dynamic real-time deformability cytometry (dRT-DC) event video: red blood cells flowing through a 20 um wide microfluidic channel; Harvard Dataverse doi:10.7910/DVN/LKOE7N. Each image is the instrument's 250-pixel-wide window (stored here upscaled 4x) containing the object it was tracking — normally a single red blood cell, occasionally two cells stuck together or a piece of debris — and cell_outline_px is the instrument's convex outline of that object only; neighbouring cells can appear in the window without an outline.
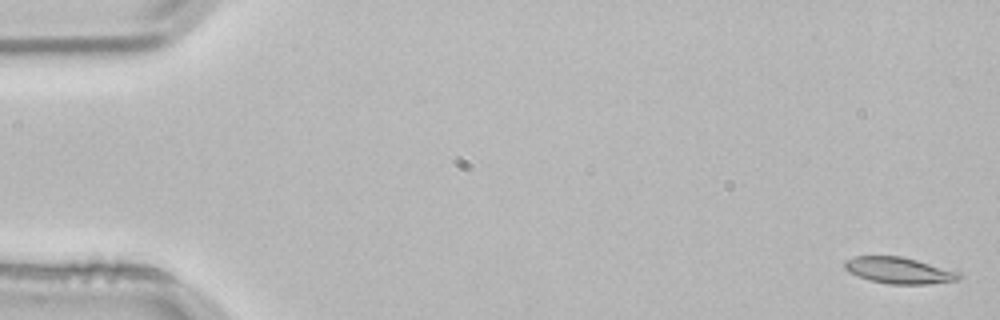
{"species": "common noctule bat (a hibernating species)", "species_latin": "Nyctalus noctula", "temperature_condition": "room temperature", "stored_images_in_passage": 4, "camera_frame_rate_fps": 3000, "um_per_image_px": 0.085, "animal": {"sex": "male", "body_mass_g": 21.5, "forearm_length_mm": 52.0}, "frame": {"image": 1, "passage_image": 1, "time_ms": 0.0, "image_size_px": [1000, 320], "cell_outline_px": [[960, 280], [928, 284], [888, 284], [868, 280], [848, 272], [844, 268], [844, 260], [856, 256], [900, 256], [916, 260], [960, 272]], "centroid_in_image_um": [76.38, 22.99], "position_along_channel_um": 8.6, "area_um2": 17.57}}